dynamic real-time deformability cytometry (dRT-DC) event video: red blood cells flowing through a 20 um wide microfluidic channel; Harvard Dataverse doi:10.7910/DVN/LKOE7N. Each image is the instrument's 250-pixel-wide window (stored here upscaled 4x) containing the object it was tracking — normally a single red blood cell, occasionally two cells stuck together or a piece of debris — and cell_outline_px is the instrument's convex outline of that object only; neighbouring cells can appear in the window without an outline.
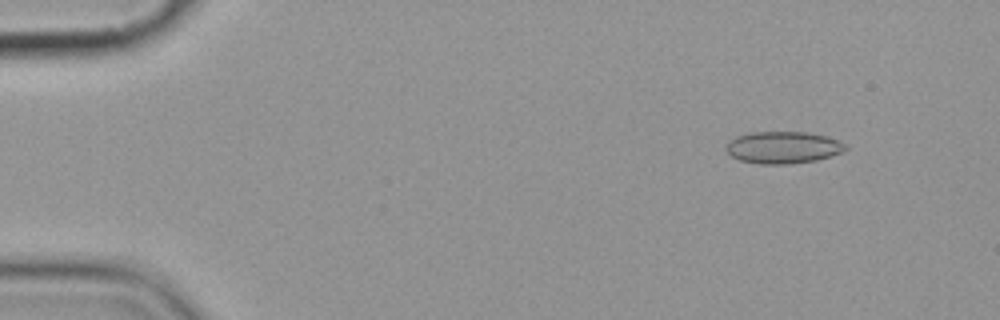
{"species": "common noctule bat (a hibernating species)", "species_latin": "Nyctalus noctula", "temperature_condition": "cold", "stored_images_in_passage": 5, "camera_frame_rate_fps": 3000, "um_per_image_px": 0.085, "animal": {"sex": "female", "body_mass_g": 19.9}, "frame": {"image": 1, "passage_image": 2, "time_ms": 1.0, "image_size_px": [1000, 320], "cell_outline_px": [[848, 148], [832, 156], [816, 160], [788, 164], [760, 164], [740, 160], [732, 156], [728, 152], [728, 140], [736, 136], [752, 132], [808, 132], [828, 136], [840, 140], [848, 144]], "centroid_in_image_um": [66.62, 12.52], "position_along_channel_um": 18.4, "area_um2": 22.37}}
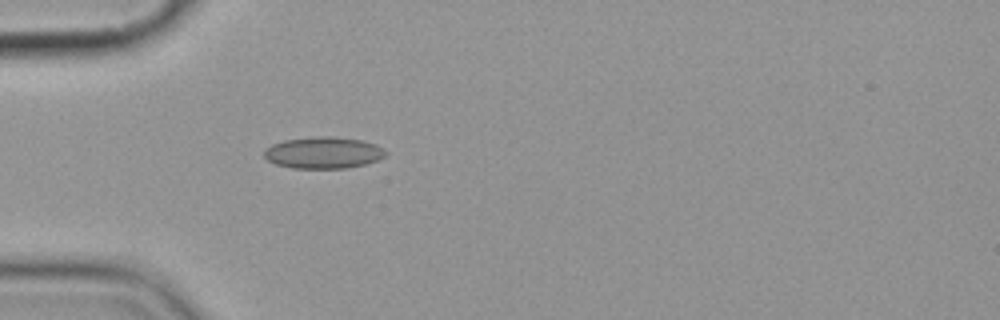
{"frame": {"image": 2, "passage_image": 5, "time_ms": 4.667, "image_size_px": [1000, 320], "cell_outline_px": [[388, 152], [384, 156], [376, 160], [364, 164], [344, 168], [292, 168], [276, 164], [268, 160], [264, 156], [264, 148], [272, 144], [284, 140], [320, 136], [328, 136], [360, 140], [376, 144]], "centroid_in_image_um": [27.46, 12.98], "position_along_channel_um": 57.5, "area_um2": 22.2}}